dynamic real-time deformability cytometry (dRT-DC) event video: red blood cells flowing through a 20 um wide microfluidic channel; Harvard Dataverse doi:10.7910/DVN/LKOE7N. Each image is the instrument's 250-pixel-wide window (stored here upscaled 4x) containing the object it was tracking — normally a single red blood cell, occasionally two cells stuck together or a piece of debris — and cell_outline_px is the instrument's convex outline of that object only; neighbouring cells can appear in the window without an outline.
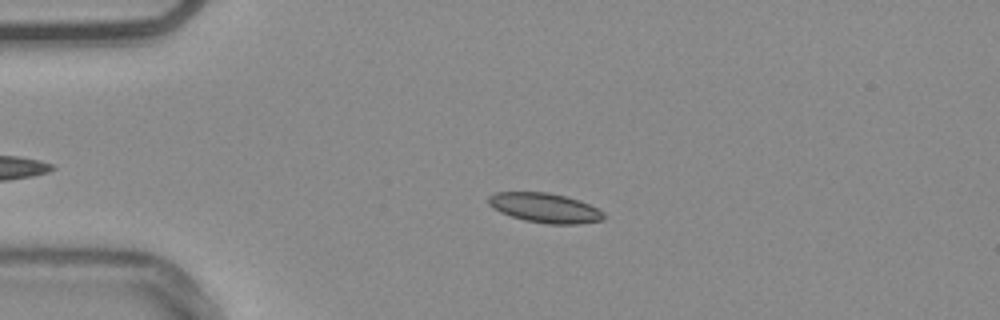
{"species": "common noctule bat (a hibernating species)", "species_latin": "Nyctalus noctula", "temperature_condition": "warm", "stored_images_in_passage": 49, "camera_frame_rate_fps": 3000, "um_per_image_px": 0.085, "animal": {"sex": "male", "body_mass_g": 20.4}, "frame": {"image": 1, "passage_image": 13, "time_ms": 4.0, "image_size_px": [1000, 320], "cell_outline_px": [[604, 220], [576, 224], [548, 224], [524, 220], [500, 212], [492, 208], [488, 204], [488, 196], [496, 192], [548, 192], [580, 200], [604, 212]], "centroid_in_image_um": [46.3, 17.67], "position_along_channel_um": 38.7, "area_um2": 19.88}}
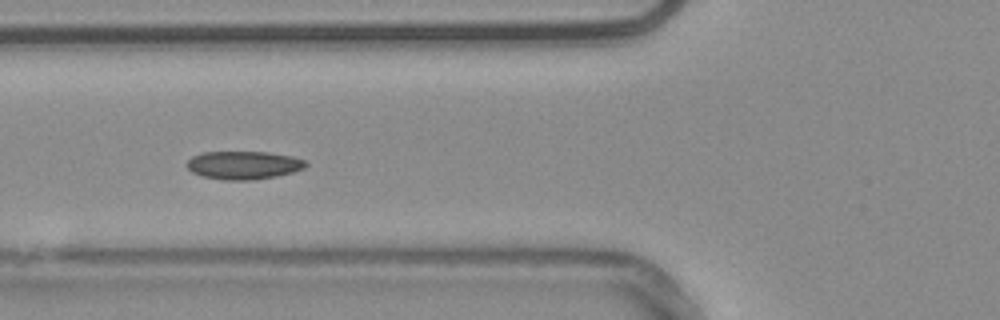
{"frame": {"image": 2, "passage_image": 21, "time_ms": 6.667, "image_size_px": [1000, 320], "cell_outline_px": [[308, 164], [304, 168], [292, 172], [276, 176], [252, 180], [224, 180], [204, 176], [192, 172], [188, 168], [188, 160], [192, 156], [204, 152], [268, 152], [292, 156], [304, 160]], "centroid_in_image_um": [20.72, 14.03], "position_along_channel_um": 105.1, "area_um2": 19.36}}
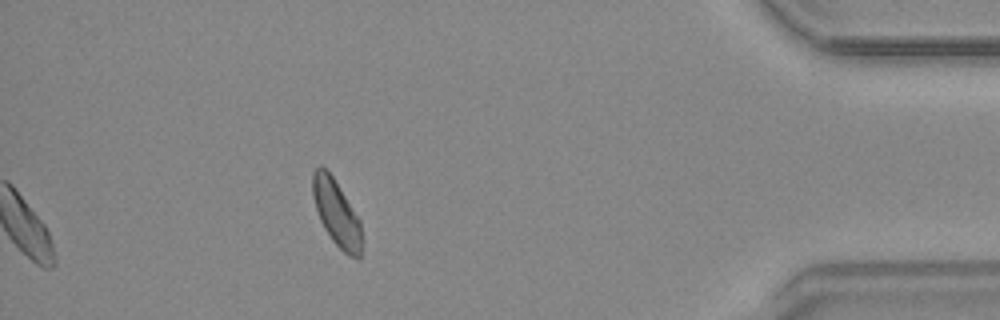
{"frame": {"image": 3, "passage_image": 49, "time_ms": 16.0, "image_size_px": [1000, 320], "cell_outline_px": [[360, 256], [348, 256], [332, 240], [324, 228], [320, 220], [312, 196], [312, 172], [320, 164], [332, 176], [360, 220]], "centroid_in_image_um": [28.55, 18.06], "position_along_channel_um": 406.6, "area_um2": 18.38}, "authors_computed_cell_mechanics": {"area_um2": 19.363, "velocity_mm_per_s": 3.744, "shape_relaxation_time_tau1_ms": 4.1488, "shape_relaxation_time_tau2_ms": 4.0726, "deformation_change_tau1": 0.0947, "deformation_change_tau2": 0.0841}}